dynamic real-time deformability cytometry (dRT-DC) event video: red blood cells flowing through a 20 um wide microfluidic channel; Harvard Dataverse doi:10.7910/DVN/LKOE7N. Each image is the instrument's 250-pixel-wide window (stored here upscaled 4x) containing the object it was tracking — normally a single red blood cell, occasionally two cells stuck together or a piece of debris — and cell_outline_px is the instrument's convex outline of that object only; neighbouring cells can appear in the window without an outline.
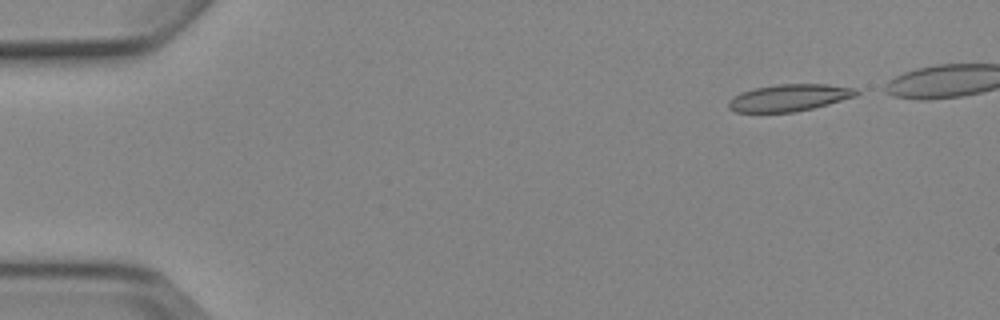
{"species": "Egyptian fruit bat (a non-hibernating species)", "species_latin": "Rousettus aegyptiacus", "temperature_condition": "cold", "stored_images_in_passage": 6, "segment_of_instrument_passage": [1, 2], "camera_frame_rate_fps": 3000, "um_per_image_px": 0.085, "animal": {"sex": "female"}, "frame": {"image": 1, "passage_image": 1, "time_ms": 0.0, "image_size_px": [1000, 320], "cell_outline_px": [[860, 92], [856, 96], [828, 104], [796, 112], [736, 112], [728, 108], [728, 100], [732, 96], [740, 92], [752, 88], [776, 84], [828, 84], [856, 88]], "centroid_in_image_um": [67.06, 8.29], "position_along_channel_um": 17.9, "area_um2": 20.29}}
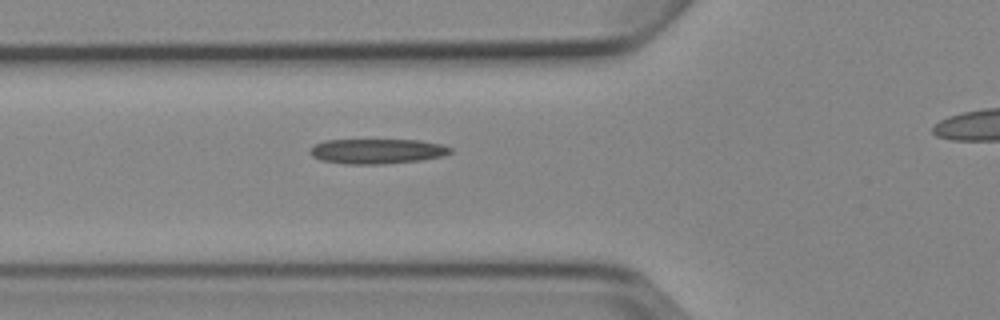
{"frame": {"image": 2, "passage_image": 5, "time_ms": 4.667, "image_size_px": [1000, 320], "cell_outline_px": [[452, 152], [440, 156], [420, 160], [380, 164], [344, 164], [320, 160], [312, 156], [308, 152], [316, 144], [324, 140], [420, 140], [440, 144], [452, 148]], "centroid_in_image_um": [32.02, 12.85], "position_along_channel_um": 93.8, "area_um2": 20.29}}